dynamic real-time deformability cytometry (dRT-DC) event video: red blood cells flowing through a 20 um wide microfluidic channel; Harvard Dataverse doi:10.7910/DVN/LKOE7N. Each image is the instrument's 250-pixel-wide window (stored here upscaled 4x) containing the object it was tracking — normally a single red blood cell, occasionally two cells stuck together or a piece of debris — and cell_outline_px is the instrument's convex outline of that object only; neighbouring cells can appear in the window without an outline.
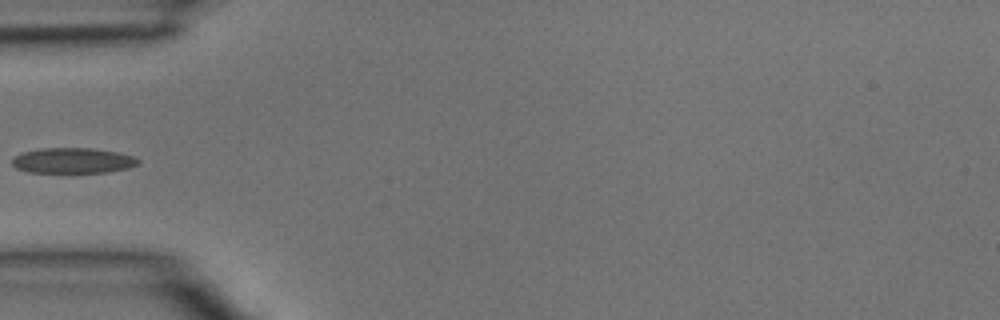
{"species": "common noctule bat (a hibernating species)", "species_latin": "Nyctalus noctula", "temperature_condition": "room temperature", "stored_images_in_passage": 4, "camera_frame_rate_fps": 3000, "um_per_image_px": 0.085, "animal": {"sex": "male", "body_mass_g": 15.6}, "frame": {"image": 1, "passage_image": 4, "time_ms": 1.0, "image_size_px": [1000, 320], "cell_outline_px": [[140, 164], [128, 168], [108, 172], [28, 172], [16, 168], [12, 164], [12, 156], [20, 152], [40, 148], [92, 148], [116, 152], [132, 156], [140, 160]], "centroid_in_image_um": [6.15, 13.64], "position_along_channel_um": 78.8, "area_um2": 18.79}}